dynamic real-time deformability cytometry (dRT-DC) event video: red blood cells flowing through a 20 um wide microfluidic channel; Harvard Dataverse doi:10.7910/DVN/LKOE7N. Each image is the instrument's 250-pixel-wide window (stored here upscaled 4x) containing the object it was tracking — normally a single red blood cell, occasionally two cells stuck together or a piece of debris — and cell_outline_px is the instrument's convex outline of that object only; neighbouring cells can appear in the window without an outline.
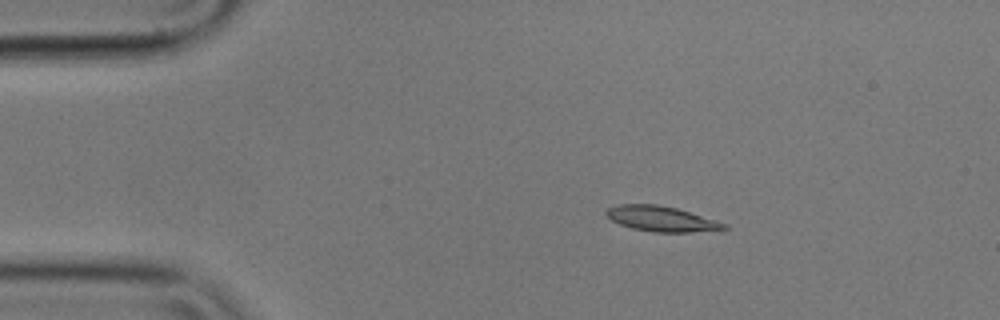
{"species": "common noctule bat (a hibernating species)", "species_latin": "Nyctalus noctula", "temperature_condition": "cold", "stored_images_in_passage": 9, "camera_frame_rate_fps": 3000, "um_per_image_px": 0.085, "animal": {"sex": "male", "body_mass_g": 17.9}, "frame": {"image": 1, "passage_image": 2, "time_ms": 0.333, "image_size_px": [1000, 320], "cell_outline_px": [[728, 228], [720, 232], [652, 232], [632, 228], [620, 224], [612, 220], [604, 212], [608, 208], [620, 204], [656, 204], [676, 208], [716, 220], [728, 224]], "centroid_in_image_um": [56.31, 18.62], "position_along_channel_um": 28.7, "area_um2": 17.57}}
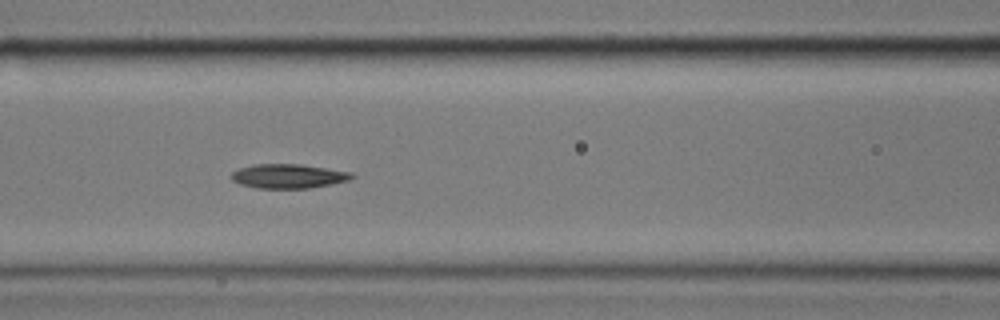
{"frame": {"image": 2, "passage_image": 6, "time_ms": 1.667, "image_size_px": [1000, 320], "cell_outline_px": [[356, 176], [348, 180], [332, 184], [308, 188], [256, 188], [240, 184], [232, 180], [232, 172], [240, 168], [252, 164], [300, 164], [352, 172]], "centroid_in_image_um": [24.52, 14.97], "position_along_channel_um": 142.1, "area_um2": 16.99}}
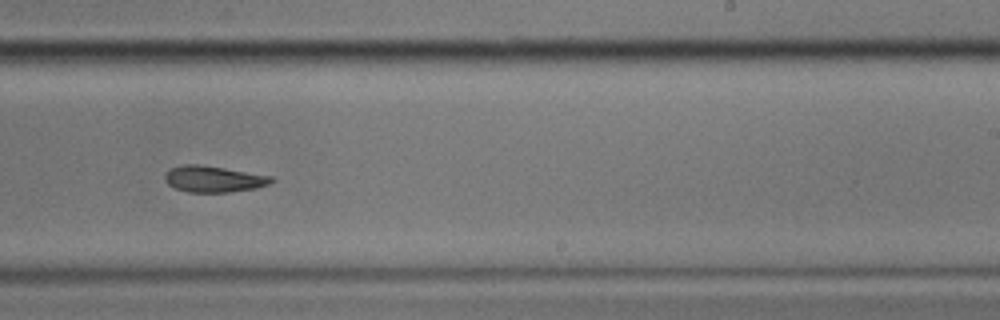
{"frame": {"image": 3, "passage_image": 9, "time_ms": 2.667, "image_size_px": [1000, 320], "cell_outline_px": [[276, 180], [268, 184], [256, 188], [228, 192], [188, 192], [176, 188], [168, 184], [164, 180], [164, 176], [172, 168], [184, 164], [200, 164], [272, 176]], "centroid_in_image_um": [18.17, 15.22], "position_along_channel_um": 270.8, "area_um2": 16.18}}